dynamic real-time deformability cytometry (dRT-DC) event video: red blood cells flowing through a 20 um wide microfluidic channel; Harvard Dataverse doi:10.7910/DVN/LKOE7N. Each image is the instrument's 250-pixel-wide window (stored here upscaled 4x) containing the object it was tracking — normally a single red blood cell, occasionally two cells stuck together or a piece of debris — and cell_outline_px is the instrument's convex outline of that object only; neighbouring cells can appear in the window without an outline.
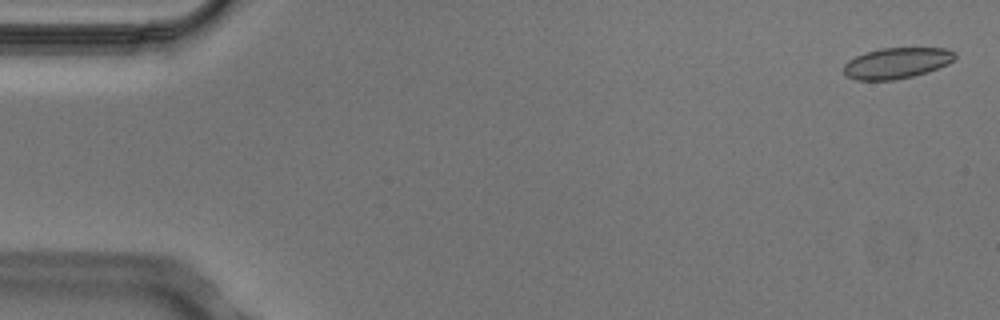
{"species": "Egyptian fruit bat (a non-hibernating species)", "species_latin": "Rousettus aegyptiacus", "temperature_condition": "cold", "stored_images_in_passage": 5, "camera_frame_rate_fps": 3000, "um_per_image_px": 0.085, "animal": {"sex": "male"}, "frame": {"image": 1, "passage_image": 1, "time_ms": 0.0, "image_size_px": [1000, 320], "cell_outline_px": [[956, 60], [948, 64], [928, 72], [912, 76], [892, 80], [856, 80], [848, 76], [844, 72], [844, 64], [848, 60], [856, 56], [880, 48], [948, 48], [956, 52]], "centroid_in_image_um": [76.27, 5.35], "position_along_channel_um": 8.7, "area_um2": 20.06}}
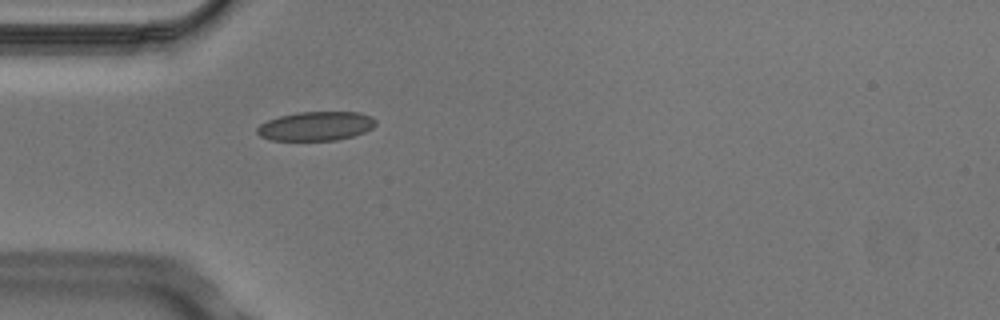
{"frame": {"image": 2, "passage_image": 5, "time_ms": 1.333, "image_size_px": [1000, 320], "cell_outline_px": [[376, 124], [372, 128], [364, 132], [352, 136], [336, 140], [272, 140], [260, 136], [256, 132], [256, 128], [260, 124], [268, 120], [280, 116], [296, 112], [360, 112], [372, 116], [376, 120]], "centroid_in_image_um": [26.86, 10.71], "position_along_channel_um": 58.1, "area_um2": 20.11}}